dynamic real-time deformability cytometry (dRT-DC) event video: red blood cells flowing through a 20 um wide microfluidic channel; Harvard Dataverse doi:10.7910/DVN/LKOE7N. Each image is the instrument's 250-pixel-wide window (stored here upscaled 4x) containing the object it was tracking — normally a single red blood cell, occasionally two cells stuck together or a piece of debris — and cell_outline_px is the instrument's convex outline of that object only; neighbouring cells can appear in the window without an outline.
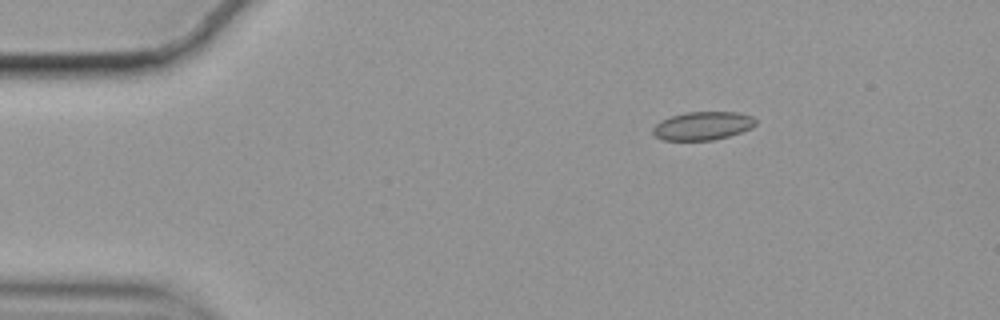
{"species": "common noctule bat (a hibernating species)", "species_latin": "Nyctalus noctula", "temperature_condition": "cold", "stored_images_in_passage": 49, "camera_frame_rate_fps": 3000, "um_per_image_px": 0.085, "animal": {"sex": "female", "body_mass_g": 19.9}, "frame": {"image": 1, "passage_image": 1, "time_ms": 0.0, "image_size_px": [1000, 320], "cell_outline_px": [[756, 124], [752, 128], [728, 136], [712, 140], [664, 140], [656, 136], [652, 132], [652, 128], [656, 124], [672, 116], [688, 112], [736, 112], [752, 116], [756, 120]], "centroid_in_image_um": [59.75, 10.69], "position_along_channel_um": 25.2, "area_um2": 16.76}}
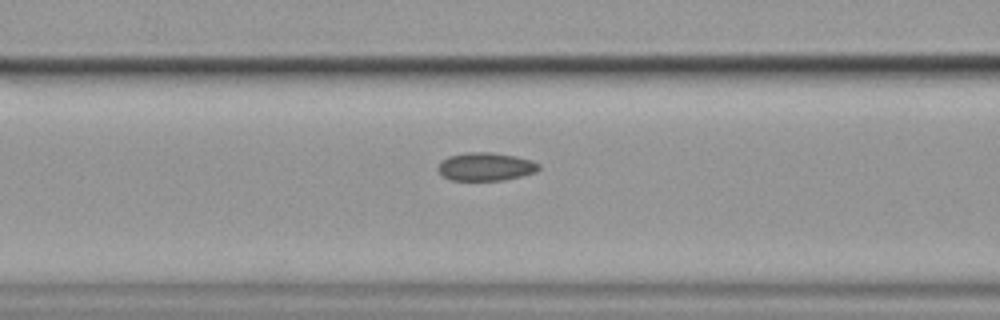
{"frame": {"image": 2, "passage_image": 15, "time_ms": 4.667, "image_size_px": [1000, 320], "cell_outline_px": [[540, 168], [536, 172], [504, 180], [452, 180], [444, 176], [436, 168], [440, 160], [448, 156], [468, 152], [492, 152], [516, 156], [532, 160], [540, 164]], "centroid_in_image_um": [41.28, 14.15], "position_along_channel_um": 125.3, "area_um2": 16.65}}
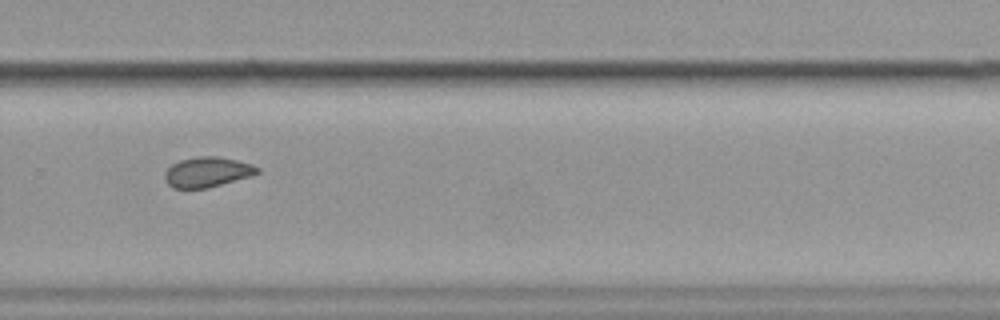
{"frame": {"image": 3, "passage_image": 31, "time_ms": 10.0, "image_size_px": [1000, 320], "cell_outline_px": [[260, 172], [252, 176], [208, 188], [172, 188], [164, 180], [164, 172], [172, 164], [180, 160], [200, 156], [216, 156], [236, 160], [252, 164], [260, 168]], "centroid_in_image_um": [17.62, 14.63], "position_along_channel_um": 312.2, "area_um2": 16.36}, "authors_computed_cell_mechanics": {"area_um2": 16.8776, "velocity_mm_per_s": 3.5188, "shape_relaxation_time_tau1_ms": null, "shape_relaxation_time_tau2_ms": 4.0228, "deformation_change_tau1": null, "deformation_change_tau2": 0.0722}}